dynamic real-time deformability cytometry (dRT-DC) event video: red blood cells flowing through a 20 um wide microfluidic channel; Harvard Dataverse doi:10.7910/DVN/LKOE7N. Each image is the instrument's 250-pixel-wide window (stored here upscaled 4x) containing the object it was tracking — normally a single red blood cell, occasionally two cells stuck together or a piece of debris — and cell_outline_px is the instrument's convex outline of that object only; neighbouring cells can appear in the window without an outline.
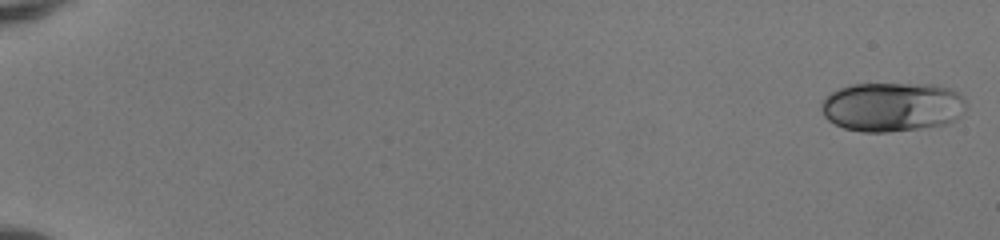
{"species": "human", "species_latin": "Homo sapiens", "temperature_condition": "room temperature", "stored_images_in_passage": 18, "camera_frame_rate_fps": 3000, "um_per_image_px": 0.085, "donor": {"sex": "female"}, "frame": {"image": 1, "passage_image": 1, "time_ms": 0.0, "image_size_px": [1000, 240], "cell_outline_px": [[964, 104], [956, 116], [948, 124], [920, 128], [888, 132], [864, 132], [844, 128], [828, 120], [824, 116], [820, 108], [820, 104], [832, 92], [840, 88], [852, 84], [932, 84], [952, 88], [964, 100]], "centroid_in_image_um": [75.77, 9.08], "position_along_channel_um": 9.2, "area_um2": 41.21}}
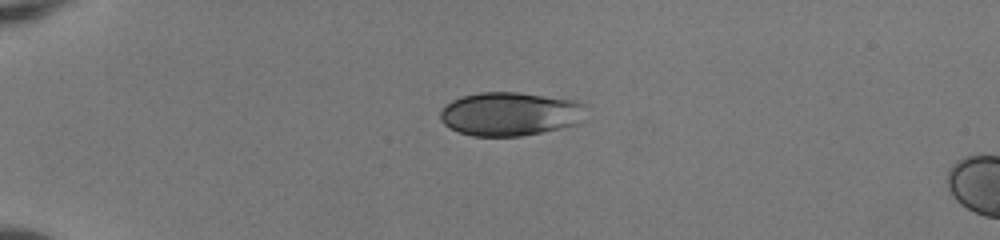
{"frame": {"image": 2, "passage_image": 14, "time_ms": 4.333, "image_size_px": [1000, 240], "cell_outline_px": [[584, 120], [580, 124], [520, 136], [472, 136], [460, 132], [444, 124], [440, 120], [440, 112], [452, 100], [460, 96], [480, 92], [516, 92], [572, 100], [584, 104]], "centroid_in_image_um": [43.36, 9.68], "position_along_channel_um": 41.6, "area_um2": 36.93}}